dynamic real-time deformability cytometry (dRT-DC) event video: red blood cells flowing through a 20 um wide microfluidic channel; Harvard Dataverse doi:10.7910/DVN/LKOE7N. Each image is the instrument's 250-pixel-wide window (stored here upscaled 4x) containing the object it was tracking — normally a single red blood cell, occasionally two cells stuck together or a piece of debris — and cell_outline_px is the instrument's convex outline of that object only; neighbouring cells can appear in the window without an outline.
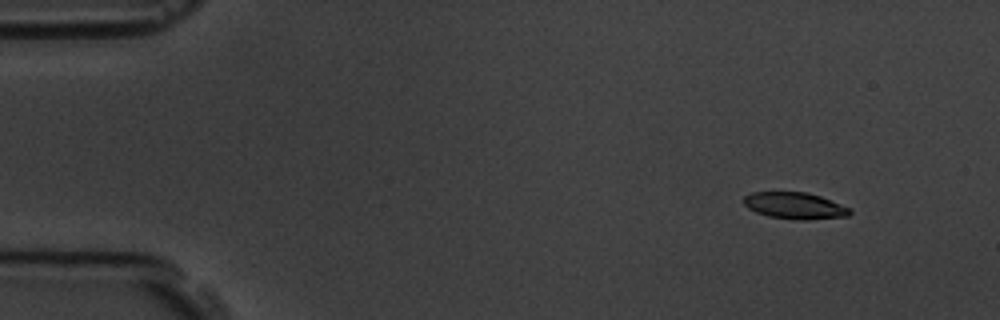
{"species": "common noctule bat (a hibernating species)", "species_latin": "Nyctalus noctula", "temperature_condition": "room temperature", "stored_images_in_passage": 5, "camera_frame_rate_fps": 3000, "um_per_image_px": 0.085, "animal": {"sex": "male", "body_mass_g": 19.5, "forearm_length_mm": 54.6}, "frame": {"image": 1, "passage_image": 1, "time_ms": 0.0, "image_size_px": [1000, 320], "cell_outline_px": [[852, 212], [848, 216], [808, 220], [796, 220], [768, 216], [756, 212], [748, 208], [744, 204], [744, 196], [752, 192], [808, 192], [820, 196], [852, 208]], "centroid_in_image_um": [67.59, 17.48], "position_along_channel_um": 17.4, "area_um2": 16.59}}
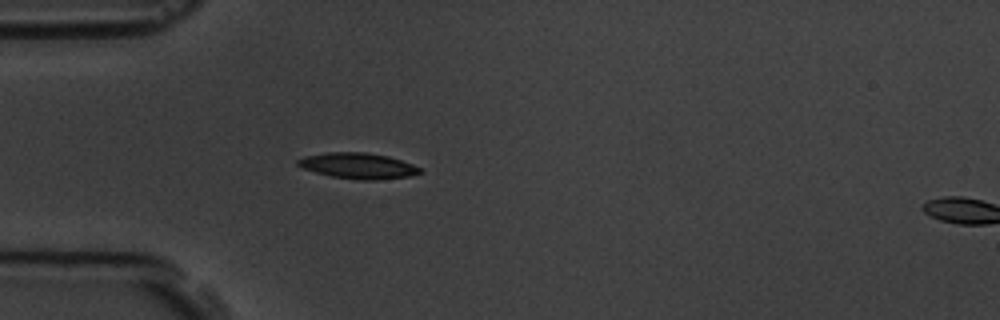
{"frame": {"image": 2, "passage_image": 4, "time_ms": 3.667, "image_size_px": [1000, 320], "cell_outline_px": [[424, 172], [408, 176], [376, 180], [360, 180], [332, 176], [316, 172], [304, 168], [296, 164], [296, 160], [304, 156], [324, 152], [364, 152], [388, 156], [412, 164], [420, 168]], "centroid_in_image_um": [30.42, 14.08], "position_along_channel_um": 54.6, "area_um2": 18.26}}